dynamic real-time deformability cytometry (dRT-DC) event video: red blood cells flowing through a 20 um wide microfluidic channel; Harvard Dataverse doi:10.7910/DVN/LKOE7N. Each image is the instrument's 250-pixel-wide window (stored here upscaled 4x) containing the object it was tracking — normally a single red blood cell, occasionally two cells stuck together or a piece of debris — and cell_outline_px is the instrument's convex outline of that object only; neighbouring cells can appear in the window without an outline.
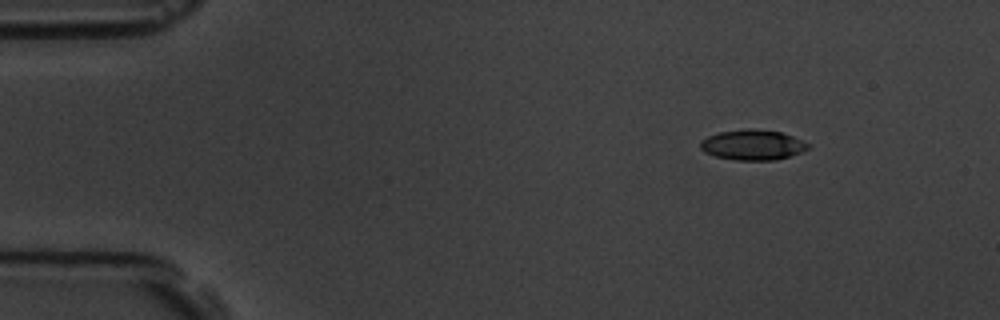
{"species": "common noctule bat (a hibernating species)", "species_latin": "Nyctalus noctula", "temperature_condition": "room temperature", "stored_images_in_passage": 3, "camera_frame_rate_fps": 3000, "um_per_image_px": 0.085, "animal": {"sex": "male", "body_mass_g": 19.5, "forearm_length_mm": 54.6}, "frame": {"image": 1, "passage_image": 1, "time_ms": 0.0, "image_size_px": [1000, 320], "cell_outline_px": [[808, 148], [800, 152], [776, 160], [736, 160], [716, 156], [704, 152], [700, 148], [700, 140], [708, 136], [720, 132], [748, 128], [780, 132], [792, 136], [808, 144]], "centroid_in_image_um": [63.92, 12.31], "position_along_channel_um": 21.1, "area_um2": 18.73}}